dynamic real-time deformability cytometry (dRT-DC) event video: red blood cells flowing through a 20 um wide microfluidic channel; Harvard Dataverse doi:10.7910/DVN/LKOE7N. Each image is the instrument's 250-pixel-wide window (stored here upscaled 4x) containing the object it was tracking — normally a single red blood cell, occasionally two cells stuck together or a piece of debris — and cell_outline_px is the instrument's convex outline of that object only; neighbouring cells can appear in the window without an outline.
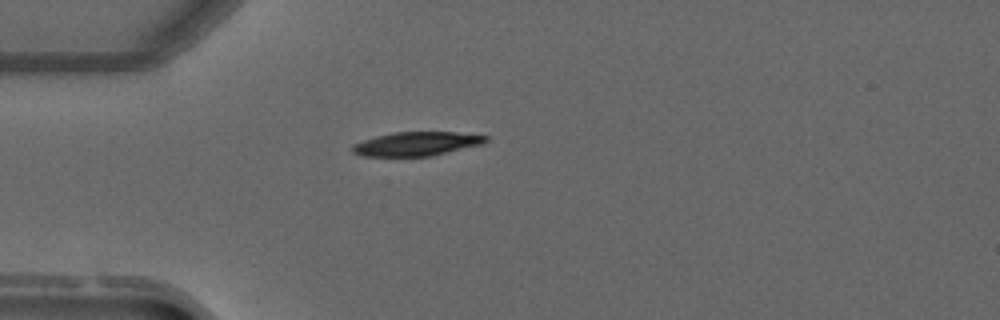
{"species": "common noctule bat (a hibernating species)", "species_latin": "Nyctalus noctula", "temperature_condition": "warm", "stored_images_in_passage": 1, "camera_frame_rate_fps": 3000, "um_per_image_px": 0.085, "animal": {"sex": "male", "forearm_length_mm": 52.5}, "frame": {"image": 1, "passage_image": 1, "time_ms": 0.0, "image_size_px": [1000, 320], "cell_outline_px": [[488, 140], [484, 144], [432, 156], [364, 156], [352, 152], [352, 144], [376, 136], [392, 132], [456, 132], [488, 136]], "centroid_in_image_um": [35.44, 12.22], "position_along_channel_um": 49.6, "area_um2": 18.67}}